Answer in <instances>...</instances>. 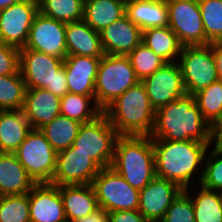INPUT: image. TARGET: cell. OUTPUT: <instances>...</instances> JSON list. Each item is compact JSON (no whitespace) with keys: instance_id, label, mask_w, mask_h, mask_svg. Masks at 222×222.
Masks as SVG:
<instances>
[{"instance_id":"obj_19","label":"cell","mask_w":222,"mask_h":222,"mask_svg":"<svg viewBox=\"0 0 222 222\" xmlns=\"http://www.w3.org/2000/svg\"><path fill=\"white\" fill-rule=\"evenodd\" d=\"M101 58L67 55L64 68L68 92L84 96H95L97 69Z\"/></svg>"},{"instance_id":"obj_35","label":"cell","mask_w":222,"mask_h":222,"mask_svg":"<svg viewBox=\"0 0 222 222\" xmlns=\"http://www.w3.org/2000/svg\"><path fill=\"white\" fill-rule=\"evenodd\" d=\"M127 56L139 81L152 75L157 69H160L167 63L142 42Z\"/></svg>"},{"instance_id":"obj_10","label":"cell","mask_w":222,"mask_h":222,"mask_svg":"<svg viewBox=\"0 0 222 222\" xmlns=\"http://www.w3.org/2000/svg\"><path fill=\"white\" fill-rule=\"evenodd\" d=\"M168 26L183 46L207 45L198 0H166Z\"/></svg>"},{"instance_id":"obj_6","label":"cell","mask_w":222,"mask_h":222,"mask_svg":"<svg viewBox=\"0 0 222 222\" xmlns=\"http://www.w3.org/2000/svg\"><path fill=\"white\" fill-rule=\"evenodd\" d=\"M120 135L102 112L94 120L82 123L73 146L87 154L101 168L111 166L115 144Z\"/></svg>"},{"instance_id":"obj_38","label":"cell","mask_w":222,"mask_h":222,"mask_svg":"<svg viewBox=\"0 0 222 222\" xmlns=\"http://www.w3.org/2000/svg\"><path fill=\"white\" fill-rule=\"evenodd\" d=\"M161 222H196L192 199L184 190L173 200Z\"/></svg>"},{"instance_id":"obj_1","label":"cell","mask_w":222,"mask_h":222,"mask_svg":"<svg viewBox=\"0 0 222 222\" xmlns=\"http://www.w3.org/2000/svg\"><path fill=\"white\" fill-rule=\"evenodd\" d=\"M152 143L156 177L173 181L182 189L190 188V185L194 186L192 183H195V179L198 183L196 186L199 187L205 155L213 142L152 139Z\"/></svg>"},{"instance_id":"obj_36","label":"cell","mask_w":222,"mask_h":222,"mask_svg":"<svg viewBox=\"0 0 222 222\" xmlns=\"http://www.w3.org/2000/svg\"><path fill=\"white\" fill-rule=\"evenodd\" d=\"M0 222H30L28 193L0 196Z\"/></svg>"},{"instance_id":"obj_24","label":"cell","mask_w":222,"mask_h":222,"mask_svg":"<svg viewBox=\"0 0 222 222\" xmlns=\"http://www.w3.org/2000/svg\"><path fill=\"white\" fill-rule=\"evenodd\" d=\"M125 15L142 31L168 26L166 0H126Z\"/></svg>"},{"instance_id":"obj_41","label":"cell","mask_w":222,"mask_h":222,"mask_svg":"<svg viewBox=\"0 0 222 222\" xmlns=\"http://www.w3.org/2000/svg\"><path fill=\"white\" fill-rule=\"evenodd\" d=\"M68 93L67 79L64 65L57 71L53 80V94L62 97Z\"/></svg>"},{"instance_id":"obj_28","label":"cell","mask_w":222,"mask_h":222,"mask_svg":"<svg viewBox=\"0 0 222 222\" xmlns=\"http://www.w3.org/2000/svg\"><path fill=\"white\" fill-rule=\"evenodd\" d=\"M190 187L191 190L189 187L183 190L192 199L195 221L222 222V192L209 190L200 185L198 193L197 191H195V193L192 190L193 186Z\"/></svg>"},{"instance_id":"obj_11","label":"cell","mask_w":222,"mask_h":222,"mask_svg":"<svg viewBox=\"0 0 222 222\" xmlns=\"http://www.w3.org/2000/svg\"><path fill=\"white\" fill-rule=\"evenodd\" d=\"M101 169L87 154L77 151L72 145L57 152L56 170L51 184L59 187L92 184Z\"/></svg>"},{"instance_id":"obj_17","label":"cell","mask_w":222,"mask_h":222,"mask_svg":"<svg viewBox=\"0 0 222 222\" xmlns=\"http://www.w3.org/2000/svg\"><path fill=\"white\" fill-rule=\"evenodd\" d=\"M30 222H68L60 187L37 183L28 193Z\"/></svg>"},{"instance_id":"obj_9","label":"cell","mask_w":222,"mask_h":222,"mask_svg":"<svg viewBox=\"0 0 222 222\" xmlns=\"http://www.w3.org/2000/svg\"><path fill=\"white\" fill-rule=\"evenodd\" d=\"M178 60L187 94L194 95L219 80L210 44L183 46Z\"/></svg>"},{"instance_id":"obj_13","label":"cell","mask_w":222,"mask_h":222,"mask_svg":"<svg viewBox=\"0 0 222 222\" xmlns=\"http://www.w3.org/2000/svg\"><path fill=\"white\" fill-rule=\"evenodd\" d=\"M65 31L66 23L38 12L30 27L26 45L20 49H32L64 59L67 56Z\"/></svg>"},{"instance_id":"obj_30","label":"cell","mask_w":222,"mask_h":222,"mask_svg":"<svg viewBox=\"0 0 222 222\" xmlns=\"http://www.w3.org/2000/svg\"><path fill=\"white\" fill-rule=\"evenodd\" d=\"M102 112L95 102V96H84L68 92L61 97L60 115L80 123L90 122Z\"/></svg>"},{"instance_id":"obj_27","label":"cell","mask_w":222,"mask_h":222,"mask_svg":"<svg viewBox=\"0 0 222 222\" xmlns=\"http://www.w3.org/2000/svg\"><path fill=\"white\" fill-rule=\"evenodd\" d=\"M142 43L167 63L177 62L183 47L169 26L143 30Z\"/></svg>"},{"instance_id":"obj_8","label":"cell","mask_w":222,"mask_h":222,"mask_svg":"<svg viewBox=\"0 0 222 222\" xmlns=\"http://www.w3.org/2000/svg\"><path fill=\"white\" fill-rule=\"evenodd\" d=\"M14 153L36 183L52 182L57 152L39 129L32 128Z\"/></svg>"},{"instance_id":"obj_18","label":"cell","mask_w":222,"mask_h":222,"mask_svg":"<svg viewBox=\"0 0 222 222\" xmlns=\"http://www.w3.org/2000/svg\"><path fill=\"white\" fill-rule=\"evenodd\" d=\"M99 33L105 54L128 55L142 42L141 28L126 15Z\"/></svg>"},{"instance_id":"obj_39","label":"cell","mask_w":222,"mask_h":222,"mask_svg":"<svg viewBox=\"0 0 222 222\" xmlns=\"http://www.w3.org/2000/svg\"><path fill=\"white\" fill-rule=\"evenodd\" d=\"M20 49L0 42V76L19 72Z\"/></svg>"},{"instance_id":"obj_26","label":"cell","mask_w":222,"mask_h":222,"mask_svg":"<svg viewBox=\"0 0 222 222\" xmlns=\"http://www.w3.org/2000/svg\"><path fill=\"white\" fill-rule=\"evenodd\" d=\"M126 0H84L83 20L96 32L125 15Z\"/></svg>"},{"instance_id":"obj_45","label":"cell","mask_w":222,"mask_h":222,"mask_svg":"<svg viewBox=\"0 0 222 222\" xmlns=\"http://www.w3.org/2000/svg\"><path fill=\"white\" fill-rule=\"evenodd\" d=\"M23 0H0V10L10 7L13 4L22 2Z\"/></svg>"},{"instance_id":"obj_23","label":"cell","mask_w":222,"mask_h":222,"mask_svg":"<svg viewBox=\"0 0 222 222\" xmlns=\"http://www.w3.org/2000/svg\"><path fill=\"white\" fill-rule=\"evenodd\" d=\"M60 195L68 222L86 217L99 209L91 184L60 186Z\"/></svg>"},{"instance_id":"obj_34","label":"cell","mask_w":222,"mask_h":222,"mask_svg":"<svg viewBox=\"0 0 222 222\" xmlns=\"http://www.w3.org/2000/svg\"><path fill=\"white\" fill-rule=\"evenodd\" d=\"M207 45L222 40V0H198Z\"/></svg>"},{"instance_id":"obj_20","label":"cell","mask_w":222,"mask_h":222,"mask_svg":"<svg viewBox=\"0 0 222 222\" xmlns=\"http://www.w3.org/2000/svg\"><path fill=\"white\" fill-rule=\"evenodd\" d=\"M61 98L41 88H27L22 111L31 128L40 129L60 115Z\"/></svg>"},{"instance_id":"obj_5","label":"cell","mask_w":222,"mask_h":222,"mask_svg":"<svg viewBox=\"0 0 222 222\" xmlns=\"http://www.w3.org/2000/svg\"><path fill=\"white\" fill-rule=\"evenodd\" d=\"M140 82L127 55L105 54L99 62L95 82V102L103 111L130 87Z\"/></svg>"},{"instance_id":"obj_43","label":"cell","mask_w":222,"mask_h":222,"mask_svg":"<svg viewBox=\"0 0 222 222\" xmlns=\"http://www.w3.org/2000/svg\"><path fill=\"white\" fill-rule=\"evenodd\" d=\"M72 222H108L107 213L103 211L101 208H99L94 213Z\"/></svg>"},{"instance_id":"obj_42","label":"cell","mask_w":222,"mask_h":222,"mask_svg":"<svg viewBox=\"0 0 222 222\" xmlns=\"http://www.w3.org/2000/svg\"><path fill=\"white\" fill-rule=\"evenodd\" d=\"M210 45L216 62L218 78L222 80V40L210 43Z\"/></svg>"},{"instance_id":"obj_12","label":"cell","mask_w":222,"mask_h":222,"mask_svg":"<svg viewBox=\"0 0 222 222\" xmlns=\"http://www.w3.org/2000/svg\"><path fill=\"white\" fill-rule=\"evenodd\" d=\"M38 12V0H23L0 10V42L23 48Z\"/></svg>"},{"instance_id":"obj_40","label":"cell","mask_w":222,"mask_h":222,"mask_svg":"<svg viewBox=\"0 0 222 222\" xmlns=\"http://www.w3.org/2000/svg\"><path fill=\"white\" fill-rule=\"evenodd\" d=\"M108 222H148V220L138 211H113L107 213Z\"/></svg>"},{"instance_id":"obj_37","label":"cell","mask_w":222,"mask_h":222,"mask_svg":"<svg viewBox=\"0 0 222 222\" xmlns=\"http://www.w3.org/2000/svg\"><path fill=\"white\" fill-rule=\"evenodd\" d=\"M211 146L205 155L203 175L199 185L209 190L222 192V153L214 146L211 150Z\"/></svg>"},{"instance_id":"obj_22","label":"cell","mask_w":222,"mask_h":222,"mask_svg":"<svg viewBox=\"0 0 222 222\" xmlns=\"http://www.w3.org/2000/svg\"><path fill=\"white\" fill-rule=\"evenodd\" d=\"M36 184L15 153L0 152V196L29 193Z\"/></svg>"},{"instance_id":"obj_14","label":"cell","mask_w":222,"mask_h":222,"mask_svg":"<svg viewBox=\"0 0 222 222\" xmlns=\"http://www.w3.org/2000/svg\"><path fill=\"white\" fill-rule=\"evenodd\" d=\"M156 110L186 94L178 62H168L141 81Z\"/></svg>"},{"instance_id":"obj_7","label":"cell","mask_w":222,"mask_h":222,"mask_svg":"<svg viewBox=\"0 0 222 222\" xmlns=\"http://www.w3.org/2000/svg\"><path fill=\"white\" fill-rule=\"evenodd\" d=\"M91 185L99 208L106 213L138 210L140 191L131 187L111 166L102 168Z\"/></svg>"},{"instance_id":"obj_15","label":"cell","mask_w":222,"mask_h":222,"mask_svg":"<svg viewBox=\"0 0 222 222\" xmlns=\"http://www.w3.org/2000/svg\"><path fill=\"white\" fill-rule=\"evenodd\" d=\"M64 59L32 49H20L19 71L26 88H41L53 93V80Z\"/></svg>"},{"instance_id":"obj_21","label":"cell","mask_w":222,"mask_h":222,"mask_svg":"<svg viewBox=\"0 0 222 222\" xmlns=\"http://www.w3.org/2000/svg\"><path fill=\"white\" fill-rule=\"evenodd\" d=\"M65 42L67 55L102 58L100 33L93 30L84 20L66 23Z\"/></svg>"},{"instance_id":"obj_33","label":"cell","mask_w":222,"mask_h":222,"mask_svg":"<svg viewBox=\"0 0 222 222\" xmlns=\"http://www.w3.org/2000/svg\"><path fill=\"white\" fill-rule=\"evenodd\" d=\"M39 12L64 23L83 20L84 0H38Z\"/></svg>"},{"instance_id":"obj_32","label":"cell","mask_w":222,"mask_h":222,"mask_svg":"<svg viewBox=\"0 0 222 222\" xmlns=\"http://www.w3.org/2000/svg\"><path fill=\"white\" fill-rule=\"evenodd\" d=\"M26 84L20 71L0 76V111L22 110Z\"/></svg>"},{"instance_id":"obj_3","label":"cell","mask_w":222,"mask_h":222,"mask_svg":"<svg viewBox=\"0 0 222 222\" xmlns=\"http://www.w3.org/2000/svg\"><path fill=\"white\" fill-rule=\"evenodd\" d=\"M103 113L120 136H150L154 128L155 109L141 81L116 98Z\"/></svg>"},{"instance_id":"obj_25","label":"cell","mask_w":222,"mask_h":222,"mask_svg":"<svg viewBox=\"0 0 222 222\" xmlns=\"http://www.w3.org/2000/svg\"><path fill=\"white\" fill-rule=\"evenodd\" d=\"M31 129L22 110L0 111V152L14 153Z\"/></svg>"},{"instance_id":"obj_4","label":"cell","mask_w":222,"mask_h":222,"mask_svg":"<svg viewBox=\"0 0 222 222\" xmlns=\"http://www.w3.org/2000/svg\"><path fill=\"white\" fill-rule=\"evenodd\" d=\"M111 167L133 188L142 190L155 175V155L150 136H119Z\"/></svg>"},{"instance_id":"obj_16","label":"cell","mask_w":222,"mask_h":222,"mask_svg":"<svg viewBox=\"0 0 222 222\" xmlns=\"http://www.w3.org/2000/svg\"><path fill=\"white\" fill-rule=\"evenodd\" d=\"M183 189L175 182L154 177L142 190L138 211L148 222H158Z\"/></svg>"},{"instance_id":"obj_44","label":"cell","mask_w":222,"mask_h":222,"mask_svg":"<svg viewBox=\"0 0 222 222\" xmlns=\"http://www.w3.org/2000/svg\"><path fill=\"white\" fill-rule=\"evenodd\" d=\"M213 146L222 153V122L213 127L212 132Z\"/></svg>"},{"instance_id":"obj_2","label":"cell","mask_w":222,"mask_h":222,"mask_svg":"<svg viewBox=\"0 0 222 222\" xmlns=\"http://www.w3.org/2000/svg\"><path fill=\"white\" fill-rule=\"evenodd\" d=\"M212 126L204 119L195 97L185 94L155 110L150 137L167 141L212 142Z\"/></svg>"},{"instance_id":"obj_29","label":"cell","mask_w":222,"mask_h":222,"mask_svg":"<svg viewBox=\"0 0 222 222\" xmlns=\"http://www.w3.org/2000/svg\"><path fill=\"white\" fill-rule=\"evenodd\" d=\"M81 124L76 120L59 115L39 130L46 137L53 149L59 152L73 145Z\"/></svg>"},{"instance_id":"obj_31","label":"cell","mask_w":222,"mask_h":222,"mask_svg":"<svg viewBox=\"0 0 222 222\" xmlns=\"http://www.w3.org/2000/svg\"><path fill=\"white\" fill-rule=\"evenodd\" d=\"M194 97L201 114L212 128L222 122V80L210 84Z\"/></svg>"}]
</instances>
